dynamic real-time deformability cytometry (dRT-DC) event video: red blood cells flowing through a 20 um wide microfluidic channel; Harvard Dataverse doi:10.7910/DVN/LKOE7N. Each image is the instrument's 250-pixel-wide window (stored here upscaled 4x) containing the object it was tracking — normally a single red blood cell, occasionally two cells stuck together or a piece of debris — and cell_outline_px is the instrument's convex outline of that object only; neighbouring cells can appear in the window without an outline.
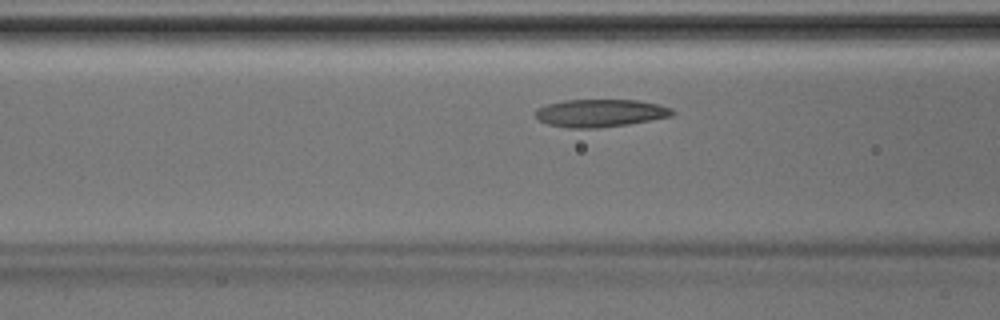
{"species": "Egyptian fruit bat (a non-hibernating species)", "species_latin": "Rousettus aegyptiacus", "temperature_condition": "room temperature", "stored_images_in_passage": 37, "camera_frame_rate_fps": 3000, "um_per_image_px": 0.085, "animal": {"sex": "male"}, "frame": {"image": 1, "passage_image": 10, "time_ms": 3.0, "image_size_px": [1000, 320], "cell_outline_px": [[676, 112], [672, 116], [628, 124], [596, 128], [568, 128], [548, 124], [540, 120], [536, 116], [536, 108], [548, 104], [564, 100], [636, 100], [660, 104], [672, 108]], "centroid_in_image_um": [51.05, 9.61], "position_along_channel_um": 115.5, "area_um2": 22.08}}
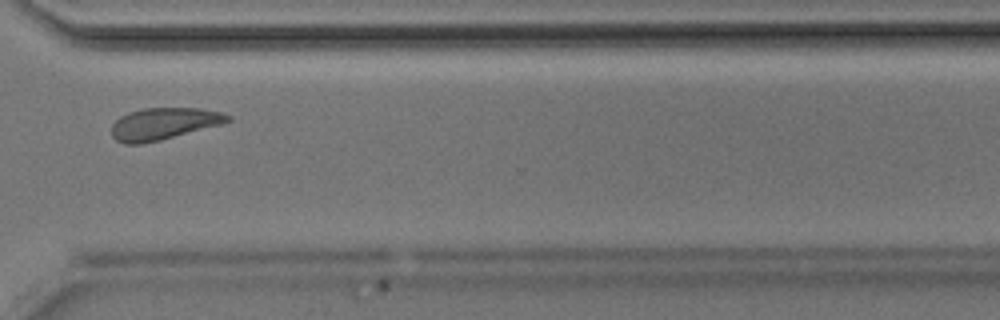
{"frame": {"image": 2, "passage_image": 26, "time_ms": 8.333, "image_size_px": [1000, 320], "cell_outline_px": [[232, 120], [224, 124], [160, 140], [140, 144], [124, 144], [116, 140], [112, 136], [112, 124], [120, 116], [128, 112], [144, 108], [196, 108], [220, 112], [232, 116]], "centroid_in_image_um": [13.92, 10.52], "position_along_channel_um": 356.7, "area_um2": 21.68}}
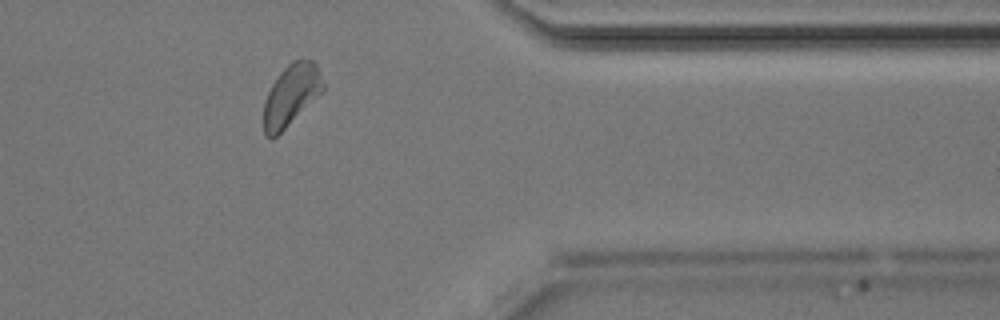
{"frame": {"image": 3, "passage_image": 29, "time_ms": 9.333, "image_size_px": [1000, 320], "cell_outline_px": [[324, 88], [272, 140], [264, 136], [264, 100], [272, 84], [280, 72], [292, 60], [312, 60], [316, 64], [324, 84]], "centroid_in_image_um": [24.7, 8.07], "position_along_channel_um": 386.7, "area_um2": 20.52}}